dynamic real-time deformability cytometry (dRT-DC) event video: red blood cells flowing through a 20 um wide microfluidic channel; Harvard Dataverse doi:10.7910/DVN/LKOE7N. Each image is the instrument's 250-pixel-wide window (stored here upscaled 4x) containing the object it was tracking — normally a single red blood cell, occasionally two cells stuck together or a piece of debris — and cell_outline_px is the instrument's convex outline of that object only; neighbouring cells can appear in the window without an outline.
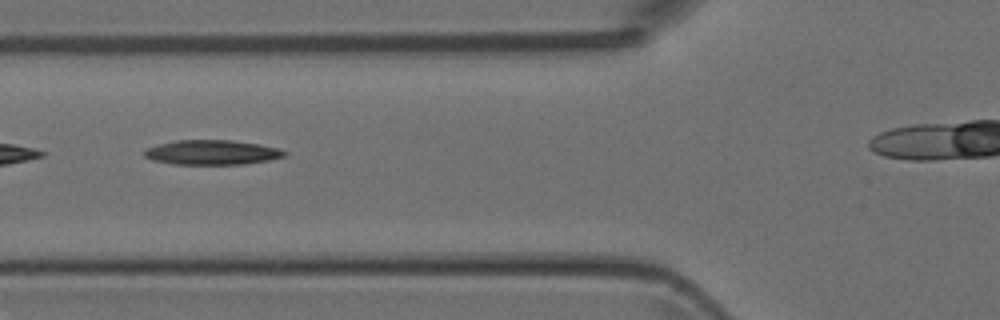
{"species": "Egyptian fruit bat (a non-hibernating species)", "species_latin": "Rousettus aegyptiacus", "temperature_condition": "room temperature", "stored_images_in_passage": 4, "camera_frame_rate_fps": 3000, "um_per_image_px": 0.085, "animal": {"sex": "female"}, "frame": {"image": 1, "passage_image": 3, "time_ms": 2.333, "image_size_px": [1000, 320], "cell_outline_px": [[288, 152], [284, 156], [268, 160], [244, 164], [176, 164], [152, 160], [144, 156], [144, 148], [176, 140], [232, 140], [260, 144], [276, 148]], "centroid_in_image_um": [17.99, 12.95], "position_along_channel_um": 107.8, "area_um2": 20.06}}
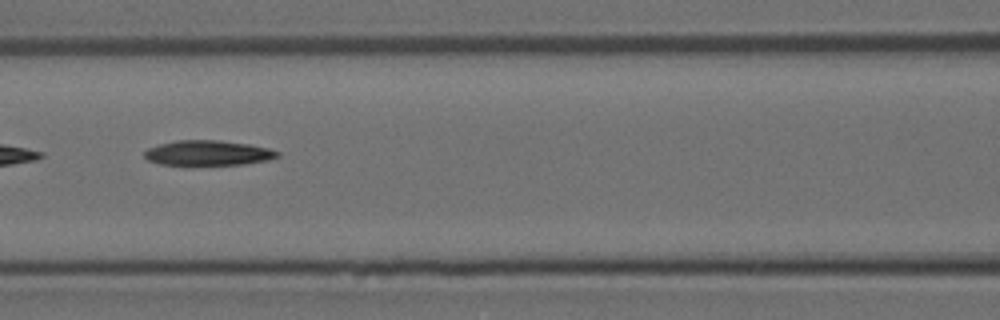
{"frame": {"image": 2, "passage_image": 4, "time_ms": 3.333, "image_size_px": [1000, 320], "cell_outline_px": [[280, 156], [268, 160], [244, 164], [160, 164], [148, 160], [144, 156], [144, 152], [148, 148], [160, 144], [176, 140], [220, 140], [248, 144], [268, 148], [280, 152]], "centroid_in_image_um": [17.7, 12.99], "position_along_channel_um": 148.9, "area_um2": 19.19}}